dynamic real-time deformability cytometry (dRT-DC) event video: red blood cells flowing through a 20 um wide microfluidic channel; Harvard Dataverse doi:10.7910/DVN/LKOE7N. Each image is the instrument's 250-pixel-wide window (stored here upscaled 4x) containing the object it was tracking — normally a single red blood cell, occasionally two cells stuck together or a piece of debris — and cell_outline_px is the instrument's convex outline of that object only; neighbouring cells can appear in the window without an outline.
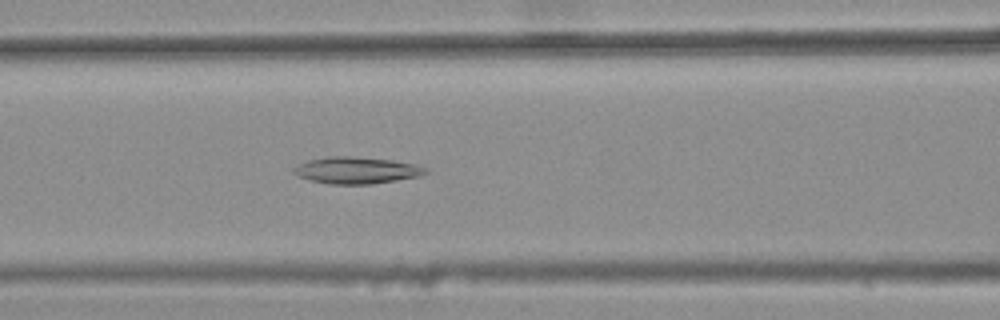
{"species": "common noctule bat (a hibernating species)", "species_latin": "Nyctalus noctula", "temperature_condition": "warm", "stored_images_in_passage": 36, "camera_frame_rate_fps": 3000, "um_per_image_px": 0.085, "animal": {"sex": "female", "body_mass_g": 25.1}, "frame": {"image": 1, "passage_image": 13, "time_ms": 4.0, "image_size_px": [1000, 320], "cell_outline_px": [[428, 172], [420, 176], [372, 184], [328, 184], [308, 180], [296, 176], [292, 172], [292, 168], [308, 160], [328, 156], [348, 156], [392, 160], [416, 164], [428, 168]], "centroid_in_image_um": [30.28, 14.48], "position_along_channel_um": 136.3, "area_um2": 20.69}}
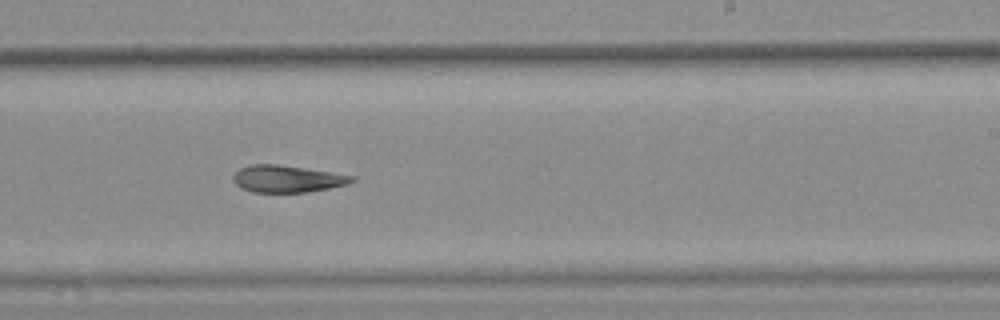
{"frame": {"image": 2, "passage_image": 23, "time_ms": 7.333, "image_size_px": [1000, 320], "cell_outline_px": [[356, 180], [348, 184], [308, 192], [252, 192], [240, 188], [232, 180], [232, 176], [240, 168], [252, 164], [276, 164], [304, 168], [356, 176]], "centroid_in_image_um": [24.4, 15.2], "position_along_channel_um": 264.6, "area_um2": 18.67}}
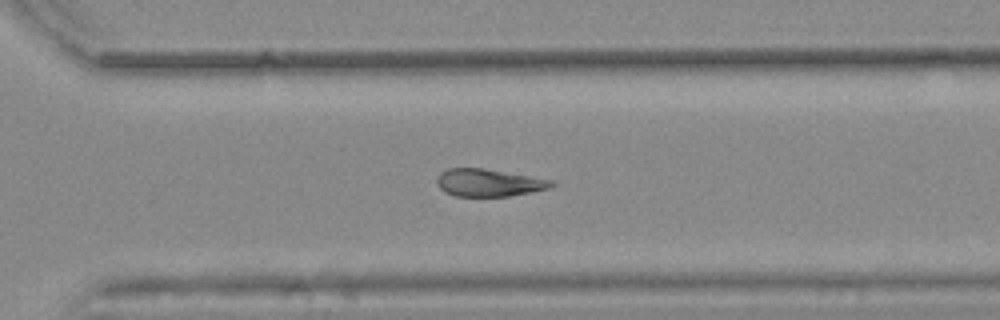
{"frame": {"image": 3, "passage_image": 28, "time_ms": 9.0, "image_size_px": [1000, 320], "cell_outline_px": [[556, 184], [552, 188], [508, 196], [456, 196], [444, 192], [436, 184], [436, 176], [440, 172], [448, 168], [484, 168], [556, 180]], "centroid_in_image_um": [41.56, 15.52], "position_along_channel_um": 329.0, "area_um2": 18.67}, "authors_computed_cell_mechanics": {"area_um2": 19.652, "velocity_mm_per_s": 3.86, "shape_relaxation_time_tau1_ms": null, "shape_relaxation_time_tau2_ms": 10.5022, "deformation_change_tau1": null, "deformation_change_tau2": 0.2382}}